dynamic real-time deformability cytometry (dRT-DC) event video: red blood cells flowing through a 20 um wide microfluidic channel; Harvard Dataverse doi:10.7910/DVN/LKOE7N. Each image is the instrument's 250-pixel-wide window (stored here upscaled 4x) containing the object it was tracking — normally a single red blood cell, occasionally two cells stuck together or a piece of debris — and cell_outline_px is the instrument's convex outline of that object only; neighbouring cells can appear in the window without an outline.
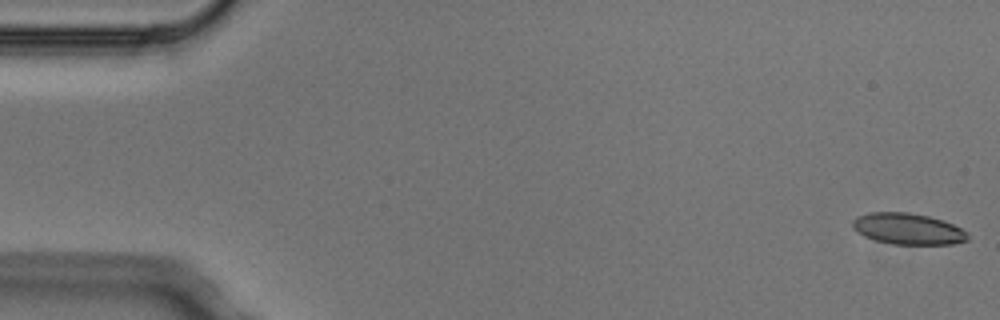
{"species": "Egyptian fruit bat (a non-hibernating species)", "species_latin": "Rousettus aegyptiacus", "temperature_condition": "cold", "stored_images_in_passage": 5, "camera_frame_rate_fps": 3000, "um_per_image_px": 0.085, "animal": {"sex": "male"}, "frame": {"image": 1, "passage_image": 1, "time_ms": 0.0, "image_size_px": [1000, 320], "cell_outline_px": [[968, 240], [952, 244], [892, 244], [876, 240], [864, 236], [856, 232], [852, 228], [852, 220], [856, 216], [868, 212], [908, 212], [928, 216], [944, 220], [968, 232]], "centroid_in_image_um": [77.14, 19.44], "position_along_channel_um": 7.9, "area_um2": 21.1}}